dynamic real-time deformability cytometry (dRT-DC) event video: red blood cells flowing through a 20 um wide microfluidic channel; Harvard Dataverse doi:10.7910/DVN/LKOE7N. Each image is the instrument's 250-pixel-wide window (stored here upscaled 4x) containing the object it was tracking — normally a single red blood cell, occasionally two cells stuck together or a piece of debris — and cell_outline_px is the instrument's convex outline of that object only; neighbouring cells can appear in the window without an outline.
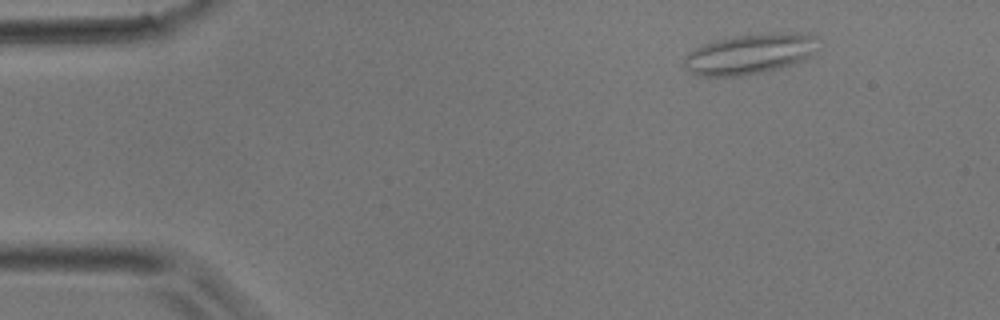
{"species": "common noctule bat (a hibernating species)", "species_latin": "Nyctalus noctula", "temperature_condition": "room temperature", "stored_images_in_passage": 4, "camera_frame_rate_fps": 3000, "um_per_image_px": 0.085, "animal": {"sex": "male", "body_mass_g": 17.9}, "frame": {"image": 1, "passage_image": 2, "time_ms": 0.333, "image_size_px": [1000, 320], "cell_outline_px": [[820, 36], [816, 52], [812, 56], [804, 60], [780, 68], [740, 76], [696, 76], [684, 68], [684, 60], [688, 52], [704, 44], [716, 40], [736, 36], [792, 32], [812, 32]], "centroid_in_image_um": [63.82, 4.58], "position_along_channel_um": 21.2, "area_um2": 31.85}}